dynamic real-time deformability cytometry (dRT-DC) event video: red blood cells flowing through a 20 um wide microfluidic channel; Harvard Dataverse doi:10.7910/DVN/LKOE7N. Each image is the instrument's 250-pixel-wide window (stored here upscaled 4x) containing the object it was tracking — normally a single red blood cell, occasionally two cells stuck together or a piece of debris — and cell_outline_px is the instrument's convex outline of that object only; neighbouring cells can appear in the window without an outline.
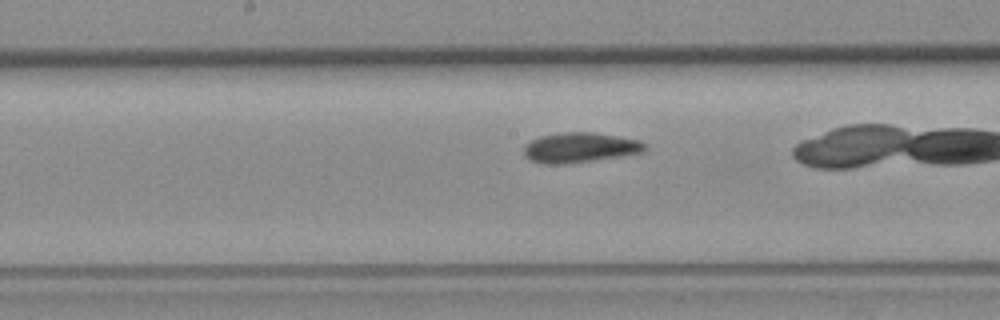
{"species": "common noctule bat (a hibernating species)", "species_latin": "Nyctalus noctula", "temperature_condition": "room temperature", "stored_images_in_passage": 26, "camera_frame_rate_fps": 3000, "um_per_image_px": 0.085, "animal": {"sex": "female", "body_mass_g": 19.3, "forearm_length_mm": 54.1}, "frame": {"image": 1, "passage_image": 12, "time_ms": 3.667, "image_size_px": [1000, 320], "cell_outline_px": [[648, 148], [644, 152], [620, 156], [564, 164], [544, 164], [528, 160], [524, 156], [524, 148], [532, 140], [540, 136], [564, 132], [596, 132], [640, 140], [648, 144]], "centroid_in_image_um": [49.33, 12.54], "position_along_channel_um": 198.9, "area_um2": 21.27}}
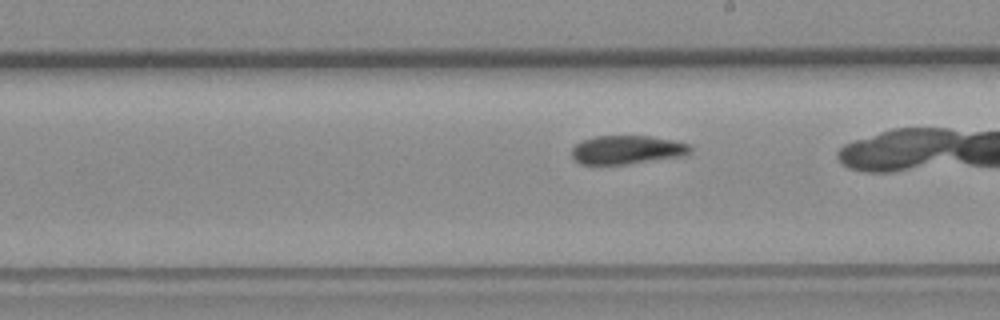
{"frame": {"image": 2, "passage_image": 15, "time_ms": 4.667, "image_size_px": [1000, 320], "cell_outline_px": [[692, 152], [688, 156], [628, 164], [580, 164], [572, 156], [572, 148], [580, 140], [596, 136], [652, 136], [692, 144]], "centroid_in_image_um": [53.37, 12.73], "position_along_channel_um": 235.6, "area_um2": 20.17}}
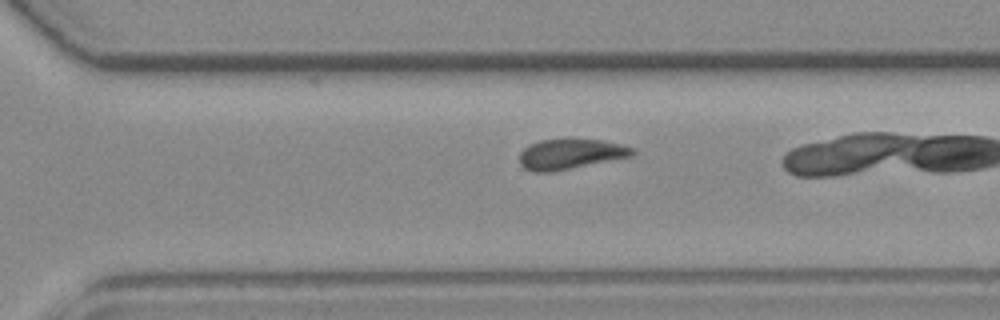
{"frame": {"image": 3, "passage_image": 22, "time_ms": 7.0, "image_size_px": [1000, 320], "cell_outline_px": [[636, 152], [632, 156], [552, 172], [536, 172], [524, 168], [520, 164], [520, 152], [528, 144], [540, 140], [600, 140], [620, 144], [636, 148]], "centroid_in_image_um": [48.49, 13.1], "position_along_channel_um": 322.1, "area_um2": 19.71}}